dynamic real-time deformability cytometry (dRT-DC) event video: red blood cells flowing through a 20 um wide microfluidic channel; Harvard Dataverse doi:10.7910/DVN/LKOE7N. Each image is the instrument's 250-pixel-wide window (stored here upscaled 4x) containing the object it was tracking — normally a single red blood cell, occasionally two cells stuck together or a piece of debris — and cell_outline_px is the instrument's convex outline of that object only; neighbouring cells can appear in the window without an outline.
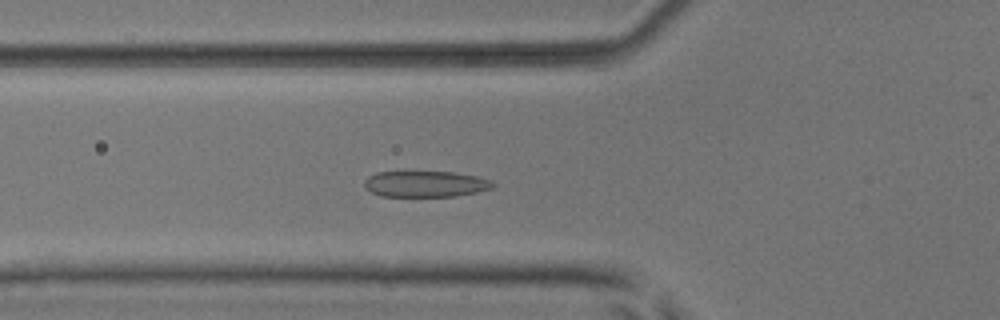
{"species": "common noctule bat (a hibernating species)", "species_latin": "Nyctalus noctula", "temperature_condition": "room temperature", "stored_images_in_passage": 52, "camera_frame_rate_fps": 3000, "um_per_image_px": 0.085, "animal": {"sex": "male", "body_mass_g": 17.9, "forearm_length_mm": 54.2}, "frame": {"image": 1, "passage_image": 18, "time_ms": 5.667, "image_size_px": [1000, 320], "cell_outline_px": [[496, 184], [492, 188], [476, 192], [456, 196], [380, 196], [364, 188], [364, 180], [368, 176], [376, 172], [456, 172], [480, 176], [492, 180]], "centroid_in_image_um": [36.19, 15.63], "position_along_channel_um": 89.6, "area_um2": 19.71}}
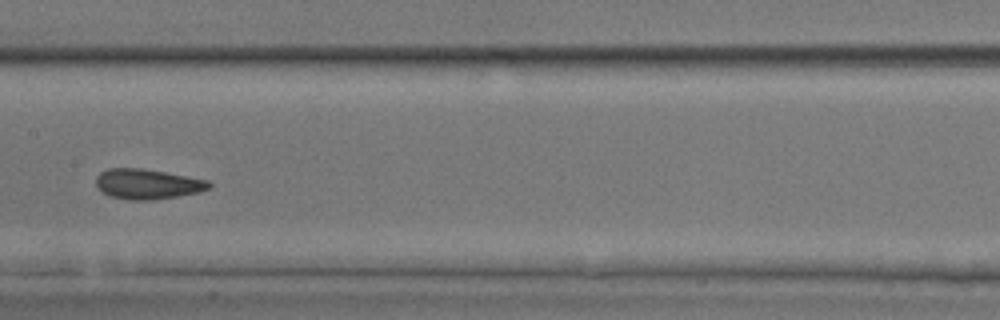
{"frame": {"image": 2, "passage_image": 26, "time_ms": 8.333, "image_size_px": [1000, 320], "cell_outline_px": [[212, 184], [208, 188], [200, 192], [152, 200], [132, 200], [112, 196], [104, 192], [96, 184], [96, 176], [100, 172], [108, 168], [140, 168], [164, 172], [208, 180]], "centroid_in_image_um": [12.53, 15.63], "position_along_channel_um": 194.9, "area_um2": 19.54}}
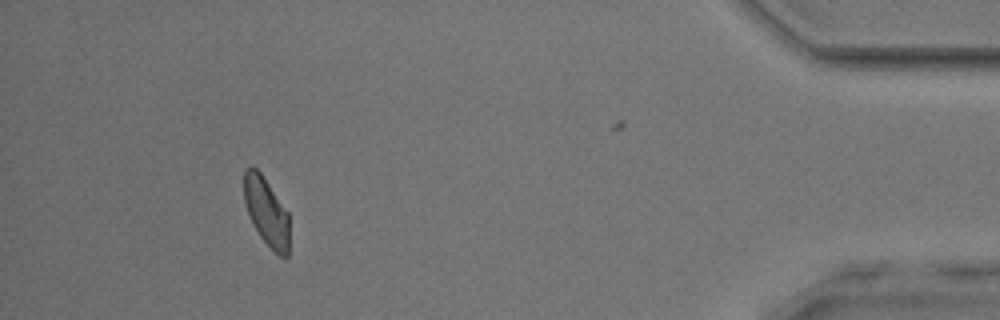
{"frame": {"image": 3, "passage_image": 47, "time_ms": 15.333, "image_size_px": [1000, 320], "cell_outline_px": [[288, 256], [280, 256], [260, 236], [244, 204], [244, 168], [256, 168], [260, 172], [288, 212]], "centroid_in_image_um": [22.63, 17.96], "position_along_channel_um": 412.6, "area_um2": 17.46}, "authors_computed_cell_mechanics": {"area_um2": 19.5364, "velocity_mm_per_s": 3.9539, "shape_relaxation_time_tau1_ms": 5.6018, "shape_relaxation_time_tau2_ms": 1.4657, "deformation_change_tau1": 0.1608, "deformation_change_tau2": 0.0838}}